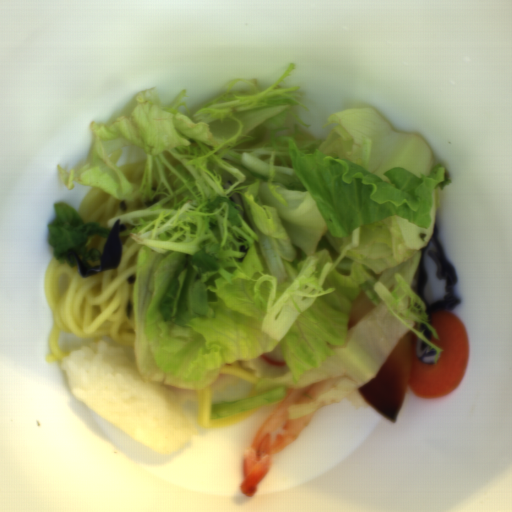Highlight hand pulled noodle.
<instances>
[{"label":"hand pulled noodle","instance_id":"7","mask_svg":"<svg viewBox=\"0 0 512 512\" xmlns=\"http://www.w3.org/2000/svg\"><path fill=\"white\" fill-rule=\"evenodd\" d=\"M100 263H101V259L100 260H95V261H89V262H86V263H83V264H84L85 268H87L88 270H92L96 266H100Z\"/></svg>","mask_w":512,"mask_h":512},{"label":"hand pulled noodle","instance_id":"4","mask_svg":"<svg viewBox=\"0 0 512 512\" xmlns=\"http://www.w3.org/2000/svg\"><path fill=\"white\" fill-rule=\"evenodd\" d=\"M217 373L226 376H236L235 378H242L251 384H258L260 379L263 378L258 377L257 369L243 367L241 359L232 363H222Z\"/></svg>","mask_w":512,"mask_h":512},{"label":"hand pulled noodle","instance_id":"6","mask_svg":"<svg viewBox=\"0 0 512 512\" xmlns=\"http://www.w3.org/2000/svg\"><path fill=\"white\" fill-rule=\"evenodd\" d=\"M108 237L90 236L85 242L86 249H95L103 254L105 242Z\"/></svg>","mask_w":512,"mask_h":512},{"label":"hand pulled noodle","instance_id":"1","mask_svg":"<svg viewBox=\"0 0 512 512\" xmlns=\"http://www.w3.org/2000/svg\"><path fill=\"white\" fill-rule=\"evenodd\" d=\"M120 262L116 269L82 278L78 265L54 256L47 263L44 280L46 302L52 318L48 342V361H62L71 351H62L58 337L61 332L74 337L92 338L93 344L105 341L123 347L136 365L132 304L136 256L139 243L128 236H119Z\"/></svg>","mask_w":512,"mask_h":512},{"label":"hand pulled noodle","instance_id":"2","mask_svg":"<svg viewBox=\"0 0 512 512\" xmlns=\"http://www.w3.org/2000/svg\"><path fill=\"white\" fill-rule=\"evenodd\" d=\"M128 208V203L92 186L81 200L77 212L85 223L97 221L106 228L108 220L126 212Z\"/></svg>","mask_w":512,"mask_h":512},{"label":"hand pulled noodle","instance_id":"5","mask_svg":"<svg viewBox=\"0 0 512 512\" xmlns=\"http://www.w3.org/2000/svg\"><path fill=\"white\" fill-rule=\"evenodd\" d=\"M118 171L123 174L126 181L135 186L145 178L146 159H139L127 165H118Z\"/></svg>","mask_w":512,"mask_h":512},{"label":"hand pulled noodle","instance_id":"3","mask_svg":"<svg viewBox=\"0 0 512 512\" xmlns=\"http://www.w3.org/2000/svg\"><path fill=\"white\" fill-rule=\"evenodd\" d=\"M215 387L207 385L203 388H196V427L198 428H225L234 423L251 417L259 408L246 410L243 412L227 415L220 418L211 417V407H213L212 394Z\"/></svg>","mask_w":512,"mask_h":512}]
</instances>
